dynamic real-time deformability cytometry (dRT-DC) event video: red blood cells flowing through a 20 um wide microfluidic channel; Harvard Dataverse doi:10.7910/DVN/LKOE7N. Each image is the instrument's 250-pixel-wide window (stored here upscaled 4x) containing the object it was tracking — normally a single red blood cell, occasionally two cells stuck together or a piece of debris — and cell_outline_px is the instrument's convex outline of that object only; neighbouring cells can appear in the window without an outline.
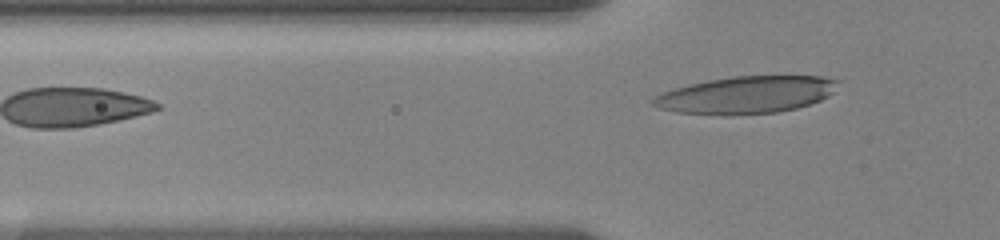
{"species": "human", "species_latin": "Homo sapiens", "temperature_condition": "room temperature", "stored_images_in_passage": 10, "segment_of_instrument_passage": [2, 2], "camera_frame_rate_fps": 3000, "um_per_image_px": 0.085, "donor": {"sex": "female"}, "frame": {"image": 1, "passage_image": 10, "time_ms": 4.0, "image_size_px": [1000, 240], "cell_outline_px": [[840, 80], [832, 92], [828, 96], [820, 100], [796, 108], [776, 112], [728, 116], [676, 112], [660, 108], [652, 104], [652, 100], [660, 92], [688, 84], [708, 80], [732, 76], [820, 76]], "centroid_in_image_um": [63.39, 8.07], "position_along_channel_um": 62.4, "area_um2": 40.17}}